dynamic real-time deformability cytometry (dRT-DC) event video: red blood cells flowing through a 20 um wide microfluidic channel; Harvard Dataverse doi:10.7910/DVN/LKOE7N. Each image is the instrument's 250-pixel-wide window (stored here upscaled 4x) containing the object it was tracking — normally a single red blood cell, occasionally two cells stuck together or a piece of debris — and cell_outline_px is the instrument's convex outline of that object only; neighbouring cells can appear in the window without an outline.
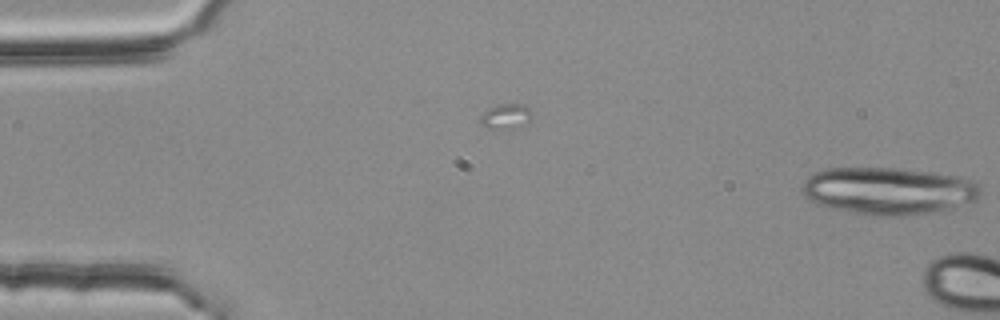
{"species": "common noctule bat (a hibernating species)", "species_latin": "Nyctalus noctula", "temperature_condition": "room temperature", "stored_images_in_passage": 11, "camera_frame_rate_fps": 3000, "um_per_image_px": 0.085, "animal": {"sex": "female", "body_mass_g": 25.1}, "frame": {"image": 1, "passage_image": 11, "time_ms": 3.333, "image_size_px": [1000, 320], "cell_outline_px": [[980, 196], [976, 200], [932, 212], [904, 216], [876, 216], [828, 208], [816, 204], [808, 200], [804, 196], [800, 188], [804, 180], [812, 172], [824, 168], [896, 168], [936, 172], [956, 176], [972, 180], [980, 188]], "centroid_in_image_um": [75.43, 16.21], "position_along_channel_um": 9.6, "area_um2": 49.42}}